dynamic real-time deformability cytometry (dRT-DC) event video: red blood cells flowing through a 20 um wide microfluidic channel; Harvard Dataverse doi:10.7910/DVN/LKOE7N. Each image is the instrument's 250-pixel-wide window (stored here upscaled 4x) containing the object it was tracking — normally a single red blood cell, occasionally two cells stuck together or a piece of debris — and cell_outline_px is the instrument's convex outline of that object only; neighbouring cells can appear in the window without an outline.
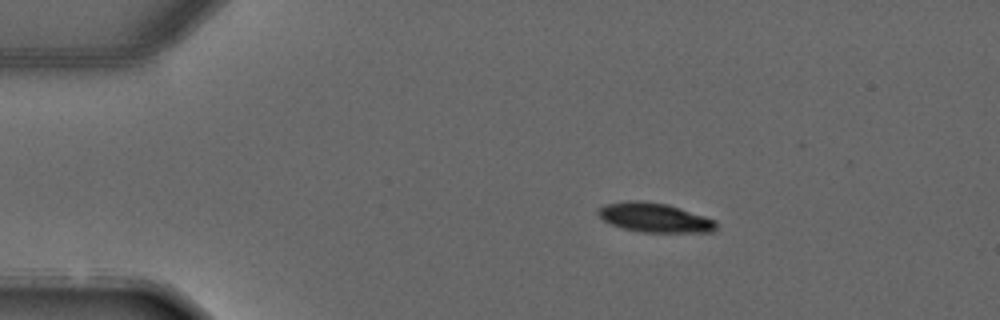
{"species": "common noctule bat (a hibernating species)", "species_latin": "Nyctalus noctula", "temperature_condition": "warm", "stored_images_in_passage": 3, "camera_frame_rate_fps": 3000, "um_per_image_px": 0.085, "animal": {"sex": "male", "forearm_length_mm": 52.5}, "frame": {"image": 1, "passage_image": 2, "time_ms": 1.0, "image_size_px": [1000, 320], "cell_outline_px": [[716, 228], [712, 232], [644, 232], [624, 228], [612, 224], [604, 220], [596, 212], [596, 208], [604, 204], [628, 200], [640, 200], [668, 204], [716, 220]], "centroid_in_image_um": [55.62, 18.48], "position_along_channel_um": 29.4, "area_um2": 20.11}}